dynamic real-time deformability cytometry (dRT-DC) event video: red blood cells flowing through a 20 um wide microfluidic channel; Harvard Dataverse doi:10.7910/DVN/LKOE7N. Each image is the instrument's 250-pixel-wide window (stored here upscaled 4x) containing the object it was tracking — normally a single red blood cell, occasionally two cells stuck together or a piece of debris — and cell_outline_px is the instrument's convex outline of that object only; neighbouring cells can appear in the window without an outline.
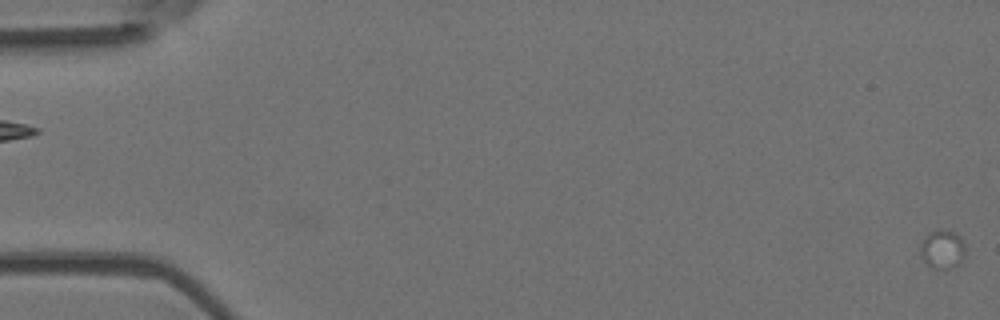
{"species": "Egyptian fruit bat (a non-hibernating species)", "species_latin": "Rousettus aegyptiacus", "temperature_condition": "room temperature", "stored_images_in_passage": 53, "segment_of_instrument_passage": [1, 2], "camera_frame_rate_fps": 3000, "um_per_image_px": 0.085, "animal": {"sex": "female"}, "frame": {"image": 1, "passage_image": 1, "time_ms": 0.0, "image_size_px": [1000, 320], "cell_outline_px": [[964, 256], [960, 264], [952, 268], [932, 268], [924, 264], [920, 252], [920, 244], [924, 236], [936, 228], [956, 232], [960, 236], [964, 244]], "centroid_in_image_um": [80.08, 21.18], "position_along_channel_um": 4.9, "area_um2": 10.46}}